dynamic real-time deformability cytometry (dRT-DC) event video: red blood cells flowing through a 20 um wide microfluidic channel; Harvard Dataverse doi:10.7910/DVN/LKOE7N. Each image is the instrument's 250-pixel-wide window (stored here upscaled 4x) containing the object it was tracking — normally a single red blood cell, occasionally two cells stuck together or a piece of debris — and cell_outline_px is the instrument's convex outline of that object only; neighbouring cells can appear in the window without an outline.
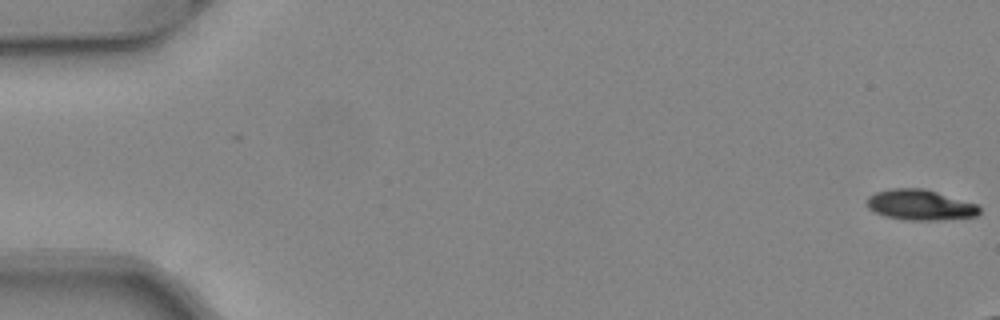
{"species": "common noctule bat (a hibernating species)", "species_latin": "Nyctalus noctula", "temperature_condition": "warm", "stored_images_in_passage": 11, "camera_frame_rate_fps": 3000, "um_per_image_px": 0.085, "animal": {"sex": "female", "body_mass_g": 24.6, "forearm_length_mm": 56.2}, "frame": {"image": 1, "passage_image": 1, "time_ms": 0.0, "image_size_px": [1000, 320], "cell_outline_px": [[980, 212], [976, 216], [944, 220], [904, 220], [884, 216], [872, 212], [868, 208], [864, 200], [868, 196], [876, 192], [892, 188], [924, 188], [976, 204], [980, 208]], "centroid_in_image_um": [78.15, 17.42], "position_along_channel_um": 6.9, "area_um2": 20.23}}